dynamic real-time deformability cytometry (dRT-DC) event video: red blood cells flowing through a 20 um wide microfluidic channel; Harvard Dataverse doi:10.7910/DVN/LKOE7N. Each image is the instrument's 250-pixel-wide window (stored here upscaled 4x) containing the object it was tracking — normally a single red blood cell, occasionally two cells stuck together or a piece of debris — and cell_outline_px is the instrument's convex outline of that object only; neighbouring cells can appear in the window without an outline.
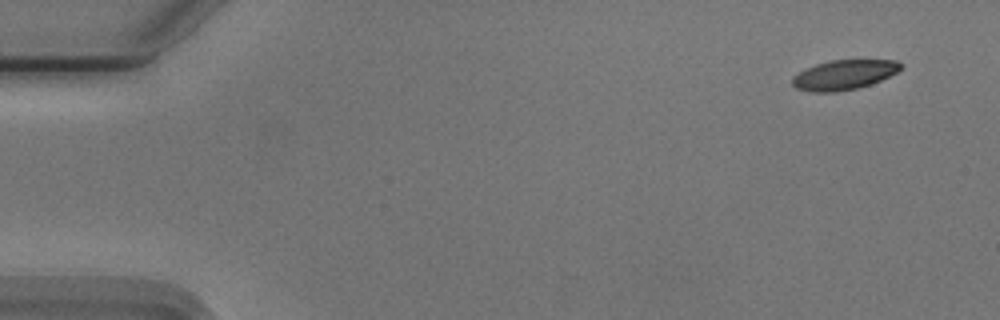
{"species": "Egyptian fruit bat (a non-hibernating species)", "species_latin": "Rousettus aegyptiacus", "temperature_condition": "cold", "stored_images_in_passage": 52, "camera_frame_rate_fps": 3000, "um_per_image_px": 0.085, "animal": {"sex": "male"}, "frame": {"image": 1, "passage_image": 1, "time_ms": 0.0, "image_size_px": [1000, 320], "cell_outline_px": [[904, 68], [872, 84], [856, 88], [836, 92], [812, 92], [796, 88], [792, 84], [792, 76], [816, 64], [832, 60], [896, 60], [904, 64]], "centroid_in_image_um": [71.77, 6.36], "position_along_channel_um": 13.2, "area_um2": 18.73}}
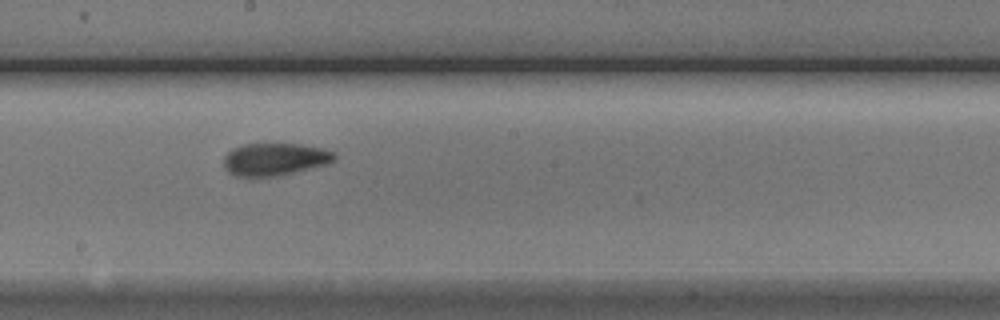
{"frame": {"image": 2, "passage_image": 28, "time_ms": 9.0, "image_size_px": [1000, 320], "cell_outline_px": [[336, 160], [324, 164], [276, 176], [236, 176], [228, 172], [224, 168], [224, 156], [232, 148], [244, 144], [300, 144], [320, 148], [332, 152], [336, 156]], "centroid_in_image_um": [23.3, 13.53], "position_along_channel_um": 224.9, "area_um2": 20.58}}
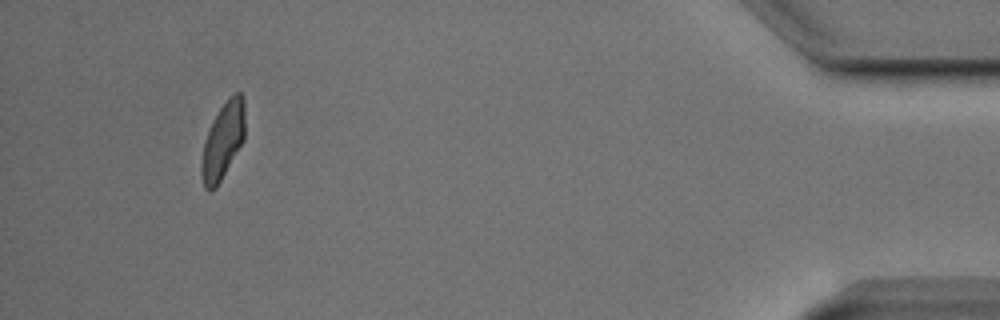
{"frame": {"image": 3, "passage_image": 49, "time_ms": 16.0, "image_size_px": [1000, 320], "cell_outline_px": [[244, 140], [216, 188], [208, 192], [204, 188], [200, 176], [200, 164], [204, 140], [220, 108], [228, 96], [236, 92], [240, 92], [244, 96]], "centroid_in_image_um": [18.93, 12.0], "position_along_channel_um": 416.3, "area_um2": 19.48}, "authors_computed_cell_mechanics": {"area_um2": 20.1144, "velocity_mm_per_s": 3.7332, "shape_relaxation_time_tau1_ms": 5.171, "shape_relaxation_time_tau2_ms": 2.1788, "deformation_change_tau1": 0.1614, "deformation_change_tau2": 0.0791}}